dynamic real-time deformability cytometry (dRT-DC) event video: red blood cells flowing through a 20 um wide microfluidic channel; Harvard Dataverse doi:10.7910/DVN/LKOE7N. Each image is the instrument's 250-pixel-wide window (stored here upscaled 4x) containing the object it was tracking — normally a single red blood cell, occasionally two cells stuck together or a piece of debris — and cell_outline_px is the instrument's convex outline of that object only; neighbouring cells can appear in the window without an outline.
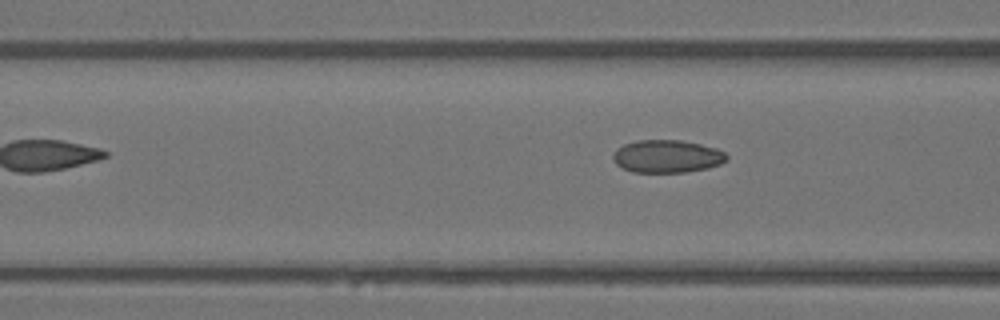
{"species": "Egyptian fruit bat (a non-hibernating species)", "species_latin": "Rousettus aegyptiacus", "temperature_condition": "warm", "stored_images_in_passage": 5, "segment_of_instrument_passage": [2, 2], "camera_frame_rate_fps": 3000, "um_per_image_px": 0.085, "animal": {"sex": "female"}, "frame": {"image": 1, "passage_image": 5, "time_ms": 1.333, "image_size_px": [1000, 320], "cell_outline_px": [[728, 160], [720, 164], [708, 168], [684, 172], [632, 172], [616, 164], [612, 160], [612, 156], [616, 148], [624, 144], [636, 140], [680, 140], [700, 144], [716, 148], [724, 152], [728, 156]], "centroid_in_image_um": [56.69, 13.28], "position_along_channel_um": 109.9, "area_um2": 21.79}}